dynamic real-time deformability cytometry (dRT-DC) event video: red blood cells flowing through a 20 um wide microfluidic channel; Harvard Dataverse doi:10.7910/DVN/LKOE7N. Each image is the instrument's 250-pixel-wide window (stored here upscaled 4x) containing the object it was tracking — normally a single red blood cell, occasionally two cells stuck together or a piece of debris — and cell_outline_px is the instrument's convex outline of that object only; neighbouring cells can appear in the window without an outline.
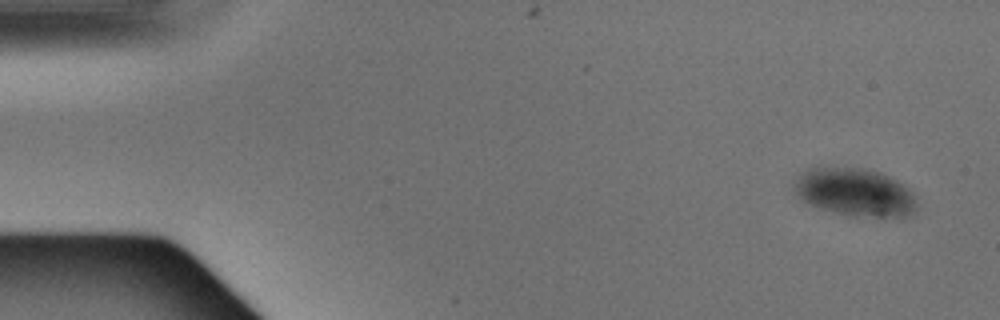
{"species": "Egyptian fruit bat (a non-hibernating species)", "species_latin": "Rousettus aegyptiacus", "temperature_condition": "warm", "stored_images_in_passage": 4, "camera_frame_rate_fps": 3000, "um_per_image_px": 0.085, "animal": {"sex": "male"}, "frame": {"image": 1, "passage_image": 1, "time_ms": 0.0, "image_size_px": [1000, 320], "cell_outline_px": [[916, 208], [912, 212], [904, 216], [892, 220], [876, 220], [836, 212], [820, 208], [804, 200], [792, 188], [792, 184], [796, 176], [800, 172], [808, 168], [864, 168], [880, 172], [896, 180], [912, 192], [916, 204]], "centroid_in_image_um": [72.69, 16.37], "position_along_channel_um": 12.3, "area_um2": 34.62}}